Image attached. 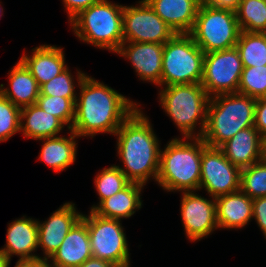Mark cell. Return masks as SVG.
Segmentation results:
<instances>
[{
    "label": "cell",
    "instance_id": "33",
    "mask_svg": "<svg viewBox=\"0 0 266 267\" xmlns=\"http://www.w3.org/2000/svg\"><path fill=\"white\" fill-rule=\"evenodd\" d=\"M21 109L0 93V142L20 132Z\"/></svg>",
    "mask_w": 266,
    "mask_h": 267
},
{
    "label": "cell",
    "instance_id": "36",
    "mask_svg": "<svg viewBox=\"0 0 266 267\" xmlns=\"http://www.w3.org/2000/svg\"><path fill=\"white\" fill-rule=\"evenodd\" d=\"M254 127L263 137L266 135V98L256 99Z\"/></svg>",
    "mask_w": 266,
    "mask_h": 267
},
{
    "label": "cell",
    "instance_id": "2",
    "mask_svg": "<svg viewBox=\"0 0 266 267\" xmlns=\"http://www.w3.org/2000/svg\"><path fill=\"white\" fill-rule=\"evenodd\" d=\"M141 109L138 106L114 136L117 138V156L124 164L116 166L131 183L146 186L151 179L157 181L161 143L149 117Z\"/></svg>",
    "mask_w": 266,
    "mask_h": 267
},
{
    "label": "cell",
    "instance_id": "10",
    "mask_svg": "<svg viewBox=\"0 0 266 267\" xmlns=\"http://www.w3.org/2000/svg\"><path fill=\"white\" fill-rule=\"evenodd\" d=\"M243 71L236 47L205 53L201 85L209 97L237 93Z\"/></svg>",
    "mask_w": 266,
    "mask_h": 267
},
{
    "label": "cell",
    "instance_id": "28",
    "mask_svg": "<svg viewBox=\"0 0 266 267\" xmlns=\"http://www.w3.org/2000/svg\"><path fill=\"white\" fill-rule=\"evenodd\" d=\"M96 192L99 196L97 205H93L90 210L93 211L104 199L113 196L126 188L131 182L125 174L116 166L103 168L94 179Z\"/></svg>",
    "mask_w": 266,
    "mask_h": 267
},
{
    "label": "cell",
    "instance_id": "34",
    "mask_svg": "<svg viewBox=\"0 0 266 267\" xmlns=\"http://www.w3.org/2000/svg\"><path fill=\"white\" fill-rule=\"evenodd\" d=\"M253 219L266 239V196L253 199Z\"/></svg>",
    "mask_w": 266,
    "mask_h": 267
},
{
    "label": "cell",
    "instance_id": "11",
    "mask_svg": "<svg viewBox=\"0 0 266 267\" xmlns=\"http://www.w3.org/2000/svg\"><path fill=\"white\" fill-rule=\"evenodd\" d=\"M137 3L123 8L124 42L165 44L175 35L145 0Z\"/></svg>",
    "mask_w": 266,
    "mask_h": 267
},
{
    "label": "cell",
    "instance_id": "13",
    "mask_svg": "<svg viewBox=\"0 0 266 267\" xmlns=\"http://www.w3.org/2000/svg\"><path fill=\"white\" fill-rule=\"evenodd\" d=\"M180 205L181 221L190 242L200 241L219 229L215 198L209 200L195 191L182 192Z\"/></svg>",
    "mask_w": 266,
    "mask_h": 267
},
{
    "label": "cell",
    "instance_id": "14",
    "mask_svg": "<svg viewBox=\"0 0 266 267\" xmlns=\"http://www.w3.org/2000/svg\"><path fill=\"white\" fill-rule=\"evenodd\" d=\"M75 203H63L47 220L38 223V248L43 251L41 258L49 259L60 247L68 232L82 218Z\"/></svg>",
    "mask_w": 266,
    "mask_h": 267
},
{
    "label": "cell",
    "instance_id": "1",
    "mask_svg": "<svg viewBox=\"0 0 266 267\" xmlns=\"http://www.w3.org/2000/svg\"><path fill=\"white\" fill-rule=\"evenodd\" d=\"M79 87L75 103V119L71 130L78 137H91L97 134H112L140 106L117 90L85 75Z\"/></svg>",
    "mask_w": 266,
    "mask_h": 267
},
{
    "label": "cell",
    "instance_id": "3",
    "mask_svg": "<svg viewBox=\"0 0 266 267\" xmlns=\"http://www.w3.org/2000/svg\"><path fill=\"white\" fill-rule=\"evenodd\" d=\"M206 147L201 137L171 139L160 150L156 183L167 192L199 191L201 156Z\"/></svg>",
    "mask_w": 266,
    "mask_h": 267
},
{
    "label": "cell",
    "instance_id": "26",
    "mask_svg": "<svg viewBox=\"0 0 266 267\" xmlns=\"http://www.w3.org/2000/svg\"><path fill=\"white\" fill-rule=\"evenodd\" d=\"M235 47L243 67L266 66V33L241 31Z\"/></svg>",
    "mask_w": 266,
    "mask_h": 267
},
{
    "label": "cell",
    "instance_id": "20",
    "mask_svg": "<svg viewBox=\"0 0 266 267\" xmlns=\"http://www.w3.org/2000/svg\"><path fill=\"white\" fill-rule=\"evenodd\" d=\"M175 34H189L199 10L198 0H145Z\"/></svg>",
    "mask_w": 266,
    "mask_h": 267
},
{
    "label": "cell",
    "instance_id": "9",
    "mask_svg": "<svg viewBox=\"0 0 266 267\" xmlns=\"http://www.w3.org/2000/svg\"><path fill=\"white\" fill-rule=\"evenodd\" d=\"M83 214L87 224L92 255L118 267H130V250L121 220L98 216L93 211Z\"/></svg>",
    "mask_w": 266,
    "mask_h": 267
},
{
    "label": "cell",
    "instance_id": "32",
    "mask_svg": "<svg viewBox=\"0 0 266 267\" xmlns=\"http://www.w3.org/2000/svg\"><path fill=\"white\" fill-rule=\"evenodd\" d=\"M45 112L57 117L67 130H70L75 119V104L69 98L39 95L37 102Z\"/></svg>",
    "mask_w": 266,
    "mask_h": 267
},
{
    "label": "cell",
    "instance_id": "24",
    "mask_svg": "<svg viewBox=\"0 0 266 267\" xmlns=\"http://www.w3.org/2000/svg\"><path fill=\"white\" fill-rule=\"evenodd\" d=\"M144 185L130 183L126 188L113 196L104 199L93 212L98 216L109 219L123 220L130 218L136 210L142 208L141 192Z\"/></svg>",
    "mask_w": 266,
    "mask_h": 267
},
{
    "label": "cell",
    "instance_id": "35",
    "mask_svg": "<svg viewBox=\"0 0 266 267\" xmlns=\"http://www.w3.org/2000/svg\"><path fill=\"white\" fill-rule=\"evenodd\" d=\"M101 0H63V6L68 15V21L70 22L75 16H77L82 10L87 9L93 4L100 2Z\"/></svg>",
    "mask_w": 266,
    "mask_h": 267
},
{
    "label": "cell",
    "instance_id": "42",
    "mask_svg": "<svg viewBox=\"0 0 266 267\" xmlns=\"http://www.w3.org/2000/svg\"><path fill=\"white\" fill-rule=\"evenodd\" d=\"M3 11H4V10H3V8L1 7V2H0V18H1V17L3 16V14H4Z\"/></svg>",
    "mask_w": 266,
    "mask_h": 267
},
{
    "label": "cell",
    "instance_id": "16",
    "mask_svg": "<svg viewBox=\"0 0 266 267\" xmlns=\"http://www.w3.org/2000/svg\"><path fill=\"white\" fill-rule=\"evenodd\" d=\"M38 250V223L23 215L8 223L6 244L0 251L11 262L12 256H17L18 261L39 259L41 256L34 252Z\"/></svg>",
    "mask_w": 266,
    "mask_h": 267
},
{
    "label": "cell",
    "instance_id": "19",
    "mask_svg": "<svg viewBox=\"0 0 266 267\" xmlns=\"http://www.w3.org/2000/svg\"><path fill=\"white\" fill-rule=\"evenodd\" d=\"M31 56L23 53L20 60L29 69L39 86L63 72L68 65L63 48L55 45H39L32 49Z\"/></svg>",
    "mask_w": 266,
    "mask_h": 267
},
{
    "label": "cell",
    "instance_id": "5",
    "mask_svg": "<svg viewBox=\"0 0 266 267\" xmlns=\"http://www.w3.org/2000/svg\"><path fill=\"white\" fill-rule=\"evenodd\" d=\"M160 88L159 103L182 137H202L210 97L201 83L175 84ZM197 129L199 131L196 133Z\"/></svg>",
    "mask_w": 266,
    "mask_h": 267
},
{
    "label": "cell",
    "instance_id": "7",
    "mask_svg": "<svg viewBox=\"0 0 266 267\" xmlns=\"http://www.w3.org/2000/svg\"><path fill=\"white\" fill-rule=\"evenodd\" d=\"M204 55L189 34H175L164 44L161 87L201 83Z\"/></svg>",
    "mask_w": 266,
    "mask_h": 267
},
{
    "label": "cell",
    "instance_id": "39",
    "mask_svg": "<svg viewBox=\"0 0 266 267\" xmlns=\"http://www.w3.org/2000/svg\"><path fill=\"white\" fill-rule=\"evenodd\" d=\"M79 267H118L106 260L91 257L83 262Z\"/></svg>",
    "mask_w": 266,
    "mask_h": 267
},
{
    "label": "cell",
    "instance_id": "12",
    "mask_svg": "<svg viewBox=\"0 0 266 267\" xmlns=\"http://www.w3.org/2000/svg\"><path fill=\"white\" fill-rule=\"evenodd\" d=\"M199 190L216 198L240 190L241 169L233 165L219 148L207 146L201 156Z\"/></svg>",
    "mask_w": 266,
    "mask_h": 267
},
{
    "label": "cell",
    "instance_id": "6",
    "mask_svg": "<svg viewBox=\"0 0 266 267\" xmlns=\"http://www.w3.org/2000/svg\"><path fill=\"white\" fill-rule=\"evenodd\" d=\"M124 5L101 0L82 10L69 23L80 41L116 54L123 38Z\"/></svg>",
    "mask_w": 266,
    "mask_h": 267
},
{
    "label": "cell",
    "instance_id": "27",
    "mask_svg": "<svg viewBox=\"0 0 266 267\" xmlns=\"http://www.w3.org/2000/svg\"><path fill=\"white\" fill-rule=\"evenodd\" d=\"M235 13L241 31L266 33V0H241Z\"/></svg>",
    "mask_w": 266,
    "mask_h": 267
},
{
    "label": "cell",
    "instance_id": "22",
    "mask_svg": "<svg viewBox=\"0 0 266 267\" xmlns=\"http://www.w3.org/2000/svg\"><path fill=\"white\" fill-rule=\"evenodd\" d=\"M8 80L9 87L0 84V93L15 106L21 109L37 102L40 86L20 59L9 71Z\"/></svg>",
    "mask_w": 266,
    "mask_h": 267
},
{
    "label": "cell",
    "instance_id": "29",
    "mask_svg": "<svg viewBox=\"0 0 266 267\" xmlns=\"http://www.w3.org/2000/svg\"><path fill=\"white\" fill-rule=\"evenodd\" d=\"M76 71L77 78L72 75L71 70L69 69V67H67L59 75L55 76L50 81L40 86V95L69 98L75 104L78 94L76 92L75 86L76 84L79 85L82 79L87 74L78 69ZM76 80L77 83L75 84Z\"/></svg>",
    "mask_w": 266,
    "mask_h": 267
},
{
    "label": "cell",
    "instance_id": "31",
    "mask_svg": "<svg viewBox=\"0 0 266 267\" xmlns=\"http://www.w3.org/2000/svg\"><path fill=\"white\" fill-rule=\"evenodd\" d=\"M237 93L266 98V66L243 67Z\"/></svg>",
    "mask_w": 266,
    "mask_h": 267
},
{
    "label": "cell",
    "instance_id": "40",
    "mask_svg": "<svg viewBox=\"0 0 266 267\" xmlns=\"http://www.w3.org/2000/svg\"><path fill=\"white\" fill-rule=\"evenodd\" d=\"M10 263L7 257L0 251V267H9Z\"/></svg>",
    "mask_w": 266,
    "mask_h": 267
},
{
    "label": "cell",
    "instance_id": "8",
    "mask_svg": "<svg viewBox=\"0 0 266 267\" xmlns=\"http://www.w3.org/2000/svg\"><path fill=\"white\" fill-rule=\"evenodd\" d=\"M241 30L235 11L199 7L189 35L204 53L235 47Z\"/></svg>",
    "mask_w": 266,
    "mask_h": 267
},
{
    "label": "cell",
    "instance_id": "25",
    "mask_svg": "<svg viewBox=\"0 0 266 267\" xmlns=\"http://www.w3.org/2000/svg\"><path fill=\"white\" fill-rule=\"evenodd\" d=\"M65 125L39 105L21 108L20 132L26 139L38 140L59 136Z\"/></svg>",
    "mask_w": 266,
    "mask_h": 267
},
{
    "label": "cell",
    "instance_id": "4",
    "mask_svg": "<svg viewBox=\"0 0 266 267\" xmlns=\"http://www.w3.org/2000/svg\"><path fill=\"white\" fill-rule=\"evenodd\" d=\"M256 99L240 93L211 97L202 135L207 146L219 148L242 129L254 126Z\"/></svg>",
    "mask_w": 266,
    "mask_h": 267
},
{
    "label": "cell",
    "instance_id": "17",
    "mask_svg": "<svg viewBox=\"0 0 266 267\" xmlns=\"http://www.w3.org/2000/svg\"><path fill=\"white\" fill-rule=\"evenodd\" d=\"M219 149L224 156L240 169L263 159V136L252 126L237 132Z\"/></svg>",
    "mask_w": 266,
    "mask_h": 267
},
{
    "label": "cell",
    "instance_id": "37",
    "mask_svg": "<svg viewBox=\"0 0 266 267\" xmlns=\"http://www.w3.org/2000/svg\"><path fill=\"white\" fill-rule=\"evenodd\" d=\"M241 0H198L199 7H214L236 11Z\"/></svg>",
    "mask_w": 266,
    "mask_h": 267
},
{
    "label": "cell",
    "instance_id": "41",
    "mask_svg": "<svg viewBox=\"0 0 266 267\" xmlns=\"http://www.w3.org/2000/svg\"><path fill=\"white\" fill-rule=\"evenodd\" d=\"M263 159L266 160V135L263 137Z\"/></svg>",
    "mask_w": 266,
    "mask_h": 267
},
{
    "label": "cell",
    "instance_id": "18",
    "mask_svg": "<svg viewBox=\"0 0 266 267\" xmlns=\"http://www.w3.org/2000/svg\"><path fill=\"white\" fill-rule=\"evenodd\" d=\"M93 257L87 224L80 219L49 258L56 267H79Z\"/></svg>",
    "mask_w": 266,
    "mask_h": 267
},
{
    "label": "cell",
    "instance_id": "30",
    "mask_svg": "<svg viewBox=\"0 0 266 267\" xmlns=\"http://www.w3.org/2000/svg\"><path fill=\"white\" fill-rule=\"evenodd\" d=\"M240 190L251 199L266 196V160L241 169Z\"/></svg>",
    "mask_w": 266,
    "mask_h": 267
},
{
    "label": "cell",
    "instance_id": "23",
    "mask_svg": "<svg viewBox=\"0 0 266 267\" xmlns=\"http://www.w3.org/2000/svg\"><path fill=\"white\" fill-rule=\"evenodd\" d=\"M68 131V137L60 135L38 139L43 142L38 159L57 173L66 170L77 158L76 141L79 137L71 129Z\"/></svg>",
    "mask_w": 266,
    "mask_h": 267
},
{
    "label": "cell",
    "instance_id": "21",
    "mask_svg": "<svg viewBox=\"0 0 266 267\" xmlns=\"http://www.w3.org/2000/svg\"><path fill=\"white\" fill-rule=\"evenodd\" d=\"M215 200L219 229H241L253 219V199L241 190L218 196Z\"/></svg>",
    "mask_w": 266,
    "mask_h": 267
},
{
    "label": "cell",
    "instance_id": "15",
    "mask_svg": "<svg viewBox=\"0 0 266 267\" xmlns=\"http://www.w3.org/2000/svg\"><path fill=\"white\" fill-rule=\"evenodd\" d=\"M163 48L158 43L123 42L116 53L131 62L139 80L161 87Z\"/></svg>",
    "mask_w": 266,
    "mask_h": 267
},
{
    "label": "cell",
    "instance_id": "38",
    "mask_svg": "<svg viewBox=\"0 0 266 267\" xmlns=\"http://www.w3.org/2000/svg\"><path fill=\"white\" fill-rule=\"evenodd\" d=\"M49 259L39 258L34 260L17 261L15 267H56Z\"/></svg>",
    "mask_w": 266,
    "mask_h": 267
}]
</instances>
